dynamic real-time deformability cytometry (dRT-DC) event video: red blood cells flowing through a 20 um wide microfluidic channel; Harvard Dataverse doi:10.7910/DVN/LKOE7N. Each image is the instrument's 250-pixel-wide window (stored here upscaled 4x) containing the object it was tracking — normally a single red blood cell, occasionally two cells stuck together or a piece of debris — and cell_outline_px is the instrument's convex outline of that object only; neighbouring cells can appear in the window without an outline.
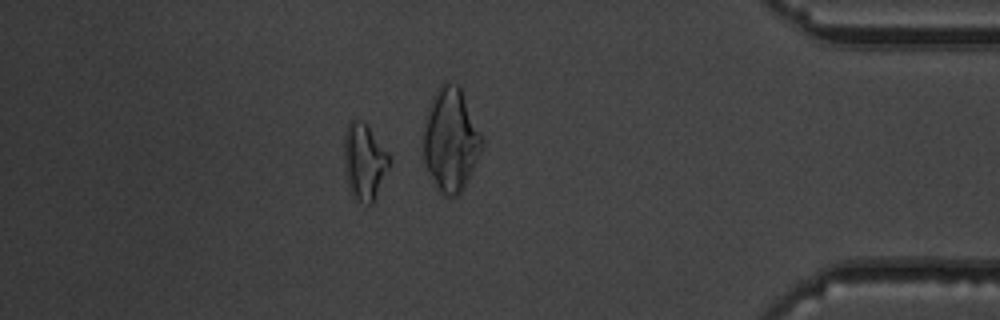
{"species": "common noctule bat (a hibernating species)", "species_latin": "Nyctalus noctula", "temperature_condition": "warm", "stored_images_in_passage": 49, "camera_frame_rate_fps": 3000, "um_per_image_px": 0.085, "animal": {"sex": "male", "body_mass_g": 19.5, "forearm_length_mm": 54.6}, "frame": {"image": 1, "passage_image": 42, "time_ms": 13.667, "image_size_px": [1000, 320], "cell_outline_px": [[392, 160], [372, 204], [368, 204], [356, 200], [348, 188], [344, 172], [344, 132], [352, 116], [360, 120], [368, 128], [392, 156]], "centroid_in_image_um": [30.95, 13.73], "position_along_channel_um": 404.3, "area_um2": 20.35}, "authors_computed_cell_mechanics": {"area_um2": 17.051, "velocity_mm_per_s": 3.893, "shape_relaxation_time_tau1_ms": 9.0127, "shape_relaxation_time_tau2_ms": 3.2997, "deformation_change_tau1": 0.2408, "deformation_change_tau2": 0.1301}}